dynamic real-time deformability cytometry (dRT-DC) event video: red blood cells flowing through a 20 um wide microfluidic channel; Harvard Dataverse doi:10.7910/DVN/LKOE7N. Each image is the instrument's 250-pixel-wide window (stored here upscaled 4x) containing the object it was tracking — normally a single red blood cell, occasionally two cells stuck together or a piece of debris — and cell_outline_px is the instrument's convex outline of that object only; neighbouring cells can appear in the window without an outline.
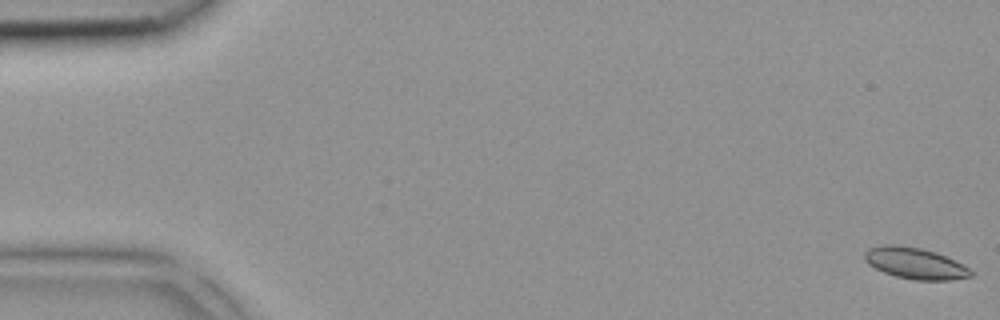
{"species": "common noctule bat (a hibernating species)", "species_latin": "Nyctalus noctula", "temperature_condition": "room temperature", "stored_images_in_passage": 11, "camera_frame_rate_fps": 3000, "um_per_image_px": 0.085, "animal": {"sex": "female", "body_mass_g": 18.4}, "frame": {"image": 1, "passage_image": 1, "time_ms": 0.0, "image_size_px": [1000, 320], "cell_outline_px": [[972, 276], [952, 280], [916, 280], [896, 276], [884, 272], [868, 264], [864, 260], [864, 252], [868, 248], [880, 244], [892, 244], [920, 248], [936, 252], [968, 268], [972, 272]], "centroid_in_image_um": [77.72, 22.37], "position_along_channel_um": 7.3, "area_um2": 19.19}}